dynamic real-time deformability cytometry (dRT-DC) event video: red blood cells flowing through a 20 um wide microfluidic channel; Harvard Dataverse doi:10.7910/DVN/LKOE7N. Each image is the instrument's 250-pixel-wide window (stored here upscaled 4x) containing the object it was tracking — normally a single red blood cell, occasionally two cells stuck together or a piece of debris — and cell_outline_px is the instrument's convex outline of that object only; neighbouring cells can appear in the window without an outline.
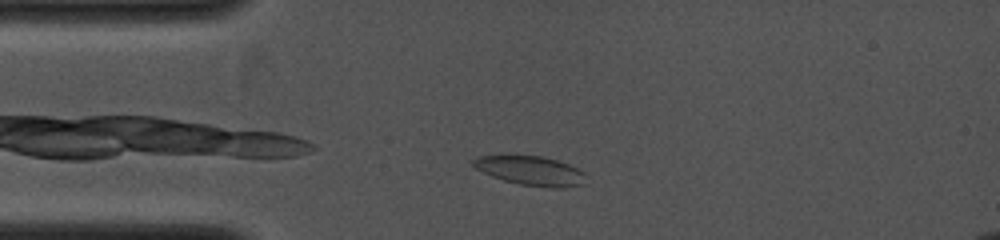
{"species": "common noctule bat (a hibernating species)", "species_latin": "Nyctalus noctula", "temperature_condition": "cold", "stored_images_in_passage": 15, "camera_frame_rate_fps": 4000, "um_per_image_px": 0.085, "animal": {"sex": "female", "body_mass_g": 19.0, "forearm_length_mm": 53.3}, "frame": {"image": 1, "passage_image": 3, "time_ms": 0.75, "image_size_px": [1000, 240], "cell_outline_px": [[588, 176], [584, 184], [564, 188], [552, 188], [520, 184], [504, 180], [492, 176], [476, 168], [472, 164], [472, 160], [476, 156], [504, 152], [540, 156], [556, 160], [568, 164], [584, 172]], "centroid_in_image_um": [45.06, 14.46], "position_along_channel_um": 39.9, "area_um2": 20.0}}
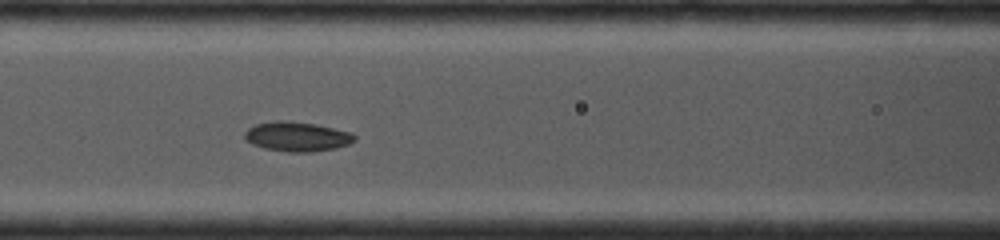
{"frame": {"image": 2, "passage_image": 9, "time_ms": 3.25, "image_size_px": [1000, 240], "cell_outline_px": [[356, 140], [348, 144], [336, 148], [312, 152], [288, 152], [264, 148], [252, 144], [244, 140], [244, 132], [248, 128], [256, 124], [272, 120], [288, 120], [316, 124], [352, 132], [356, 136]], "centroid_in_image_um": [25.23, 11.6], "position_along_channel_um": 141.4, "area_um2": 19.25}}
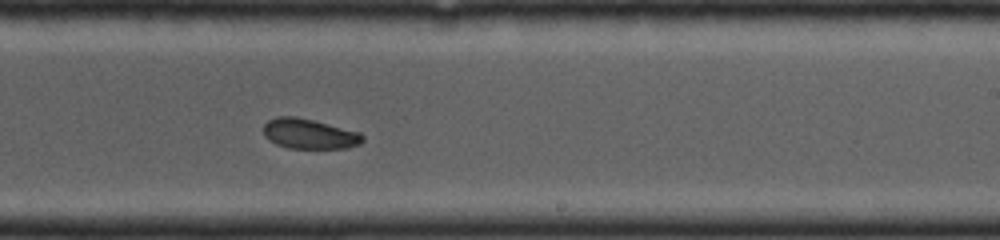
{"frame": {"image": 3, "passage_image": 15, "time_ms": 5.75, "image_size_px": [1000, 240], "cell_outline_px": [[364, 140], [360, 144], [348, 148], [288, 148], [276, 144], [268, 140], [264, 136], [264, 124], [268, 120], [276, 116], [292, 116], [312, 120], [360, 132], [364, 136]], "centroid_in_image_um": [26.28, 11.38], "position_along_channel_um": 262.7, "area_um2": 17.4}}